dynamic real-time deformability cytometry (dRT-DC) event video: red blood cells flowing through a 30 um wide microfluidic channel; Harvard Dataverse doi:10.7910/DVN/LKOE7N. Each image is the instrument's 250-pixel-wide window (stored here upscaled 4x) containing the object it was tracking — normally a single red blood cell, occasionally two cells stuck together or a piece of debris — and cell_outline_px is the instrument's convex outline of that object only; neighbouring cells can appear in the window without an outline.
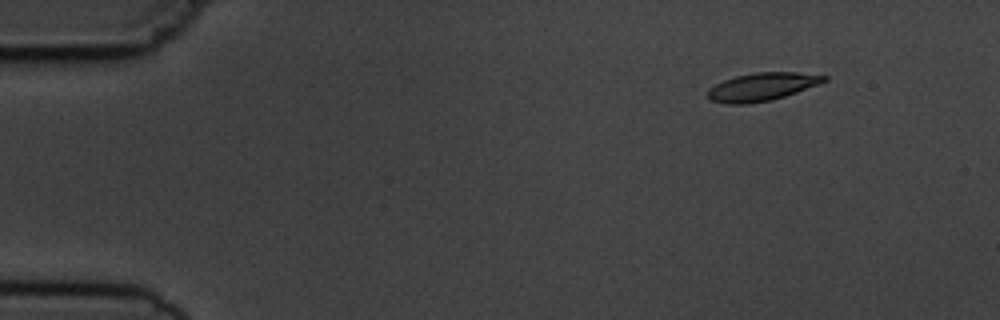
{"species": "common noctule bat (a hibernating species)", "species_latin": "Nyctalus noctula", "temperature_condition": "cold", "stored_images_in_passage": 5, "camera_frame_rate_fps": 3000, "um_per_image_px": 0.085, "animal": {"sex": "male", "body_mass_g": 19.5, "forearm_length_mm": 54.6}, "frame": {"image": 1, "passage_image": 2, "time_ms": 1.333, "image_size_px": [1000, 320], "cell_outline_px": [[828, 80], [820, 84], [772, 100], [748, 104], [728, 104], [712, 100], [708, 96], [708, 88], [724, 80], [736, 76], [756, 72], [796, 72], [828, 76]], "centroid_in_image_um": [64.79, 7.37], "position_along_channel_um": 20.2, "area_um2": 18.9}}
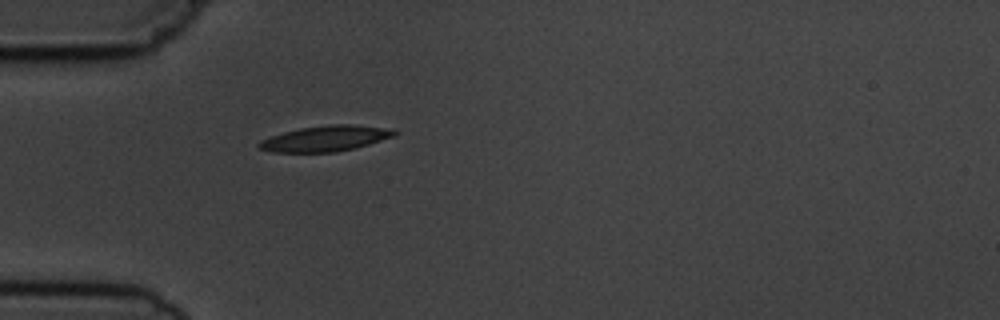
{"frame": {"image": 2, "passage_image": 5, "time_ms": 4.667, "image_size_px": [1000, 320], "cell_outline_px": [[400, 132], [396, 136], [356, 148], [336, 152], [272, 152], [260, 148], [256, 144], [260, 140], [268, 136], [300, 128], [328, 124], [352, 124], [396, 128]], "centroid_in_image_um": [27.74, 11.76], "position_along_channel_um": 57.3, "area_um2": 20.69}}